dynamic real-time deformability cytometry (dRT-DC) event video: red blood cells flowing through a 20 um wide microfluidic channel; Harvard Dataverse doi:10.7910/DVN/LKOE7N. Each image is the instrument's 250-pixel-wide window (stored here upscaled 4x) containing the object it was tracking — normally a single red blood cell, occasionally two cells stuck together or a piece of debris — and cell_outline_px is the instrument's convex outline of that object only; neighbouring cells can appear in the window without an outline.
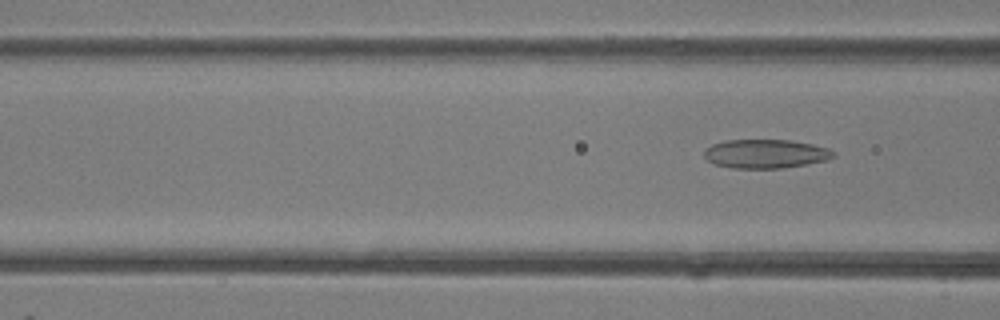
{"species": "common noctule bat (a hibernating species)", "species_latin": "Nyctalus noctula", "temperature_condition": "room temperature", "stored_images_in_passage": 6, "camera_frame_rate_fps": 3000, "um_per_image_px": 0.085, "animal": {"sex": "female"}, "frame": {"image": 1, "passage_image": 6, "time_ms": 5.667, "image_size_px": [1000, 320], "cell_outline_px": [[836, 156], [828, 160], [784, 168], [732, 168], [716, 164], [708, 160], [704, 156], [704, 148], [712, 144], [724, 140], [792, 140], [812, 144], [828, 148], [836, 152]], "centroid_in_image_um": [65.09, 13.06], "position_along_channel_um": 101.5, "area_um2": 21.91}}